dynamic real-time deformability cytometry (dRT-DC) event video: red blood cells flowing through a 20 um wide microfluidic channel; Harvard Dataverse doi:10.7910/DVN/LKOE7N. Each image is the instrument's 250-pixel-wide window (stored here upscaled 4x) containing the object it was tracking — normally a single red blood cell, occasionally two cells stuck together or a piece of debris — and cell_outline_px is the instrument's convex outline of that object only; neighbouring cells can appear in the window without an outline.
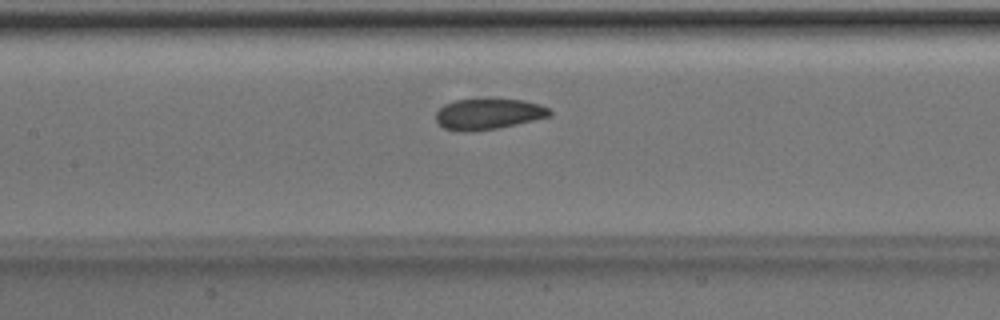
{"species": "Egyptian fruit bat (a non-hibernating species)", "species_latin": "Rousettus aegyptiacus", "temperature_condition": "room temperature", "stored_images_in_passage": 45, "camera_frame_rate_fps": 3000, "um_per_image_px": 0.085, "animal": {"sex": "male"}, "frame": {"image": 1, "passage_image": 18, "time_ms": 5.667, "image_size_px": [1000, 320], "cell_outline_px": [[552, 116], [516, 124], [496, 128], [464, 132], [460, 132], [444, 128], [436, 120], [436, 112], [444, 104], [452, 100], [520, 100], [540, 104], [548, 108], [552, 112]], "centroid_in_image_um": [41.5, 9.7], "position_along_channel_um": 165.9, "area_um2": 20.17}}
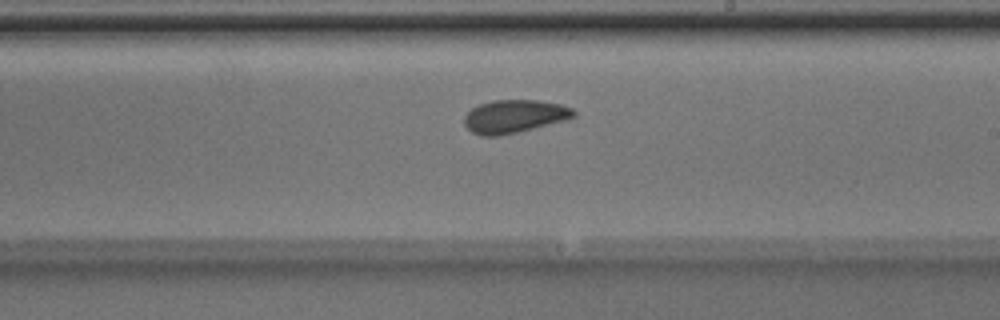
{"frame": {"image": 2, "passage_image": 24, "time_ms": 7.667, "image_size_px": [1000, 320], "cell_outline_px": [[576, 116], [568, 120], [516, 132], [496, 136], [480, 136], [472, 132], [464, 124], [464, 116], [472, 108], [480, 104], [492, 100], [536, 100], [560, 104], [572, 108], [576, 112]], "centroid_in_image_um": [43.73, 9.89], "position_along_channel_um": 245.3, "area_um2": 21.1}}
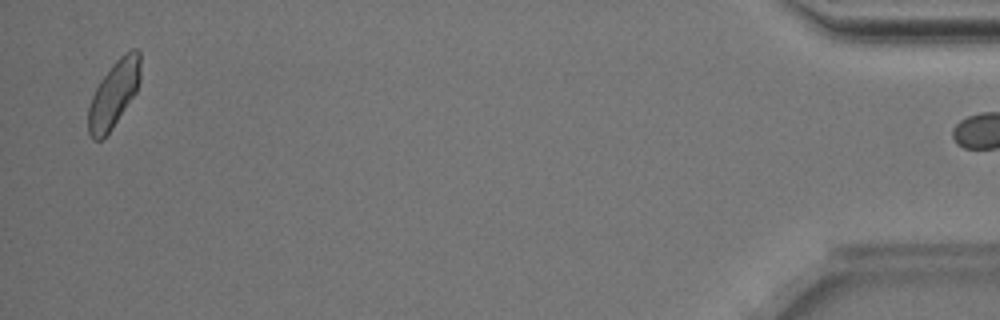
{"frame": {"image": 3, "passage_image": 44, "time_ms": 14.333, "image_size_px": [1000, 320], "cell_outline_px": [[140, 80], [136, 92], [112, 128], [100, 140], [92, 140], [88, 132], [88, 108], [92, 96], [100, 80], [116, 60], [120, 56], [132, 48], [136, 48], [140, 52]], "centroid_in_image_um": [9.67, 7.98], "position_along_channel_um": 425.5, "area_um2": 20.06}, "authors_computed_cell_mechanics": {"area_um2": 20.9814, "velocity_mm_per_s": 3.9936, "shape_relaxation_time_tau1_ms": null, "shape_relaxation_time_tau2_ms": 2.1734, "deformation_change_tau1": null, "deformation_change_tau2": 0.0539}}